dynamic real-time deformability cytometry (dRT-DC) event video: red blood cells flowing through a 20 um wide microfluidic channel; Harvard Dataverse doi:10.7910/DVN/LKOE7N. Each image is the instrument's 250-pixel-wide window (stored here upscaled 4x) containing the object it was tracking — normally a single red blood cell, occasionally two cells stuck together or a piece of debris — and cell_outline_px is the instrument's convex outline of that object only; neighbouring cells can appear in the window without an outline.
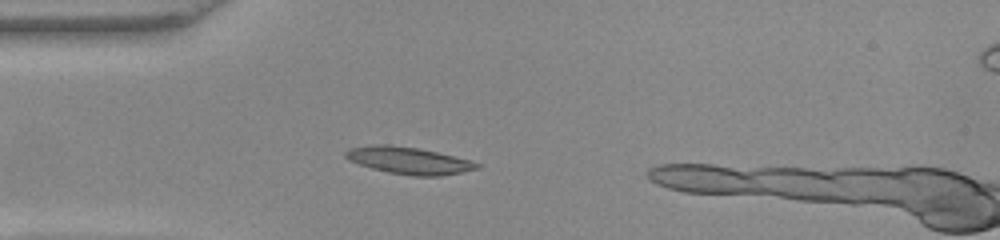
{"species": "common noctule bat (a hibernating species)", "species_latin": "Nyctalus noctula", "temperature_condition": "warm", "stored_images_in_passage": 37, "camera_frame_rate_fps": 3000, "um_per_image_px": 0.085, "animal": {"sex": "female", "body_mass_g": 22.0, "forearm_length_mm": 56.7}, "frame": {"image": 1, "passage_image": 7, "time_ms": 2.0, "image_size_px": [1000, 240], "cell_outline_px": [[480, 168], [440, 176], [412, 176], [388, 172], [372, 168], [348, 160], [344, 156], [344, 152], [352, 148], [372, 144], [388, 144], [416, 148], [436, 152], [472, 160], [480, 164]], "centroid_in_image_um": [34.74, 13.64], "position_along_channel_um": 50.3, "area_um2": 20.58}}
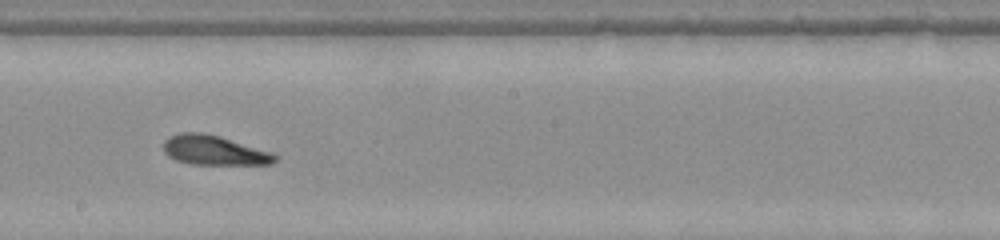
{"frame": {"image": 2, "passage_image": 21, "time_ms": 6.667, "image_size_px": [1000, 240], "cell_outline_px": [[280, 156], [272, 164], [192, 164], [176, 160], [168, 156], [164, 152], [164, 140], [168, 136], [180, 132], [204, 132], [220, 136], [272, 152]], "centroid_in_image_um": [18.2, 12.76], "position_along_channel_um": 230.0, "area_um2": 19.36}}
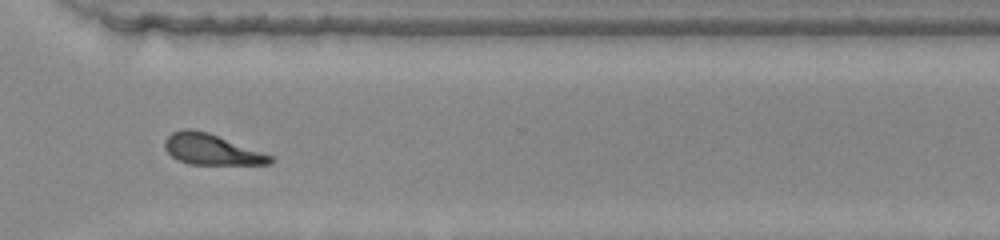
{"frame": {"image": 3, "passage_image": 30, "time_ms": 9.667, "image_size_px": [1000, 240], "cell_outline_px": [[276, 160], [272, 164], [188, 164], [176, 160], [164, 148], [164, 140], [172, 132], [184, 128], [192, 128], [208, 132], [272, 156]], "centroid_in_image_um": [17.94, 12.7], "position_along_channel_um": 352.7, "area_um2": 18.9}, "authors_computed_cell_mechanics": {"area_um2": 19.4786, "velocity_mm_per_s": 4.0724, "shape_relaxation_time_tau1_ms": 5.4546, "shape_relaxation_time_tau2_ms": 3.3589, "deformation_change_tau1": 0.1342, "deformation_change_tau2": 0.1339}}